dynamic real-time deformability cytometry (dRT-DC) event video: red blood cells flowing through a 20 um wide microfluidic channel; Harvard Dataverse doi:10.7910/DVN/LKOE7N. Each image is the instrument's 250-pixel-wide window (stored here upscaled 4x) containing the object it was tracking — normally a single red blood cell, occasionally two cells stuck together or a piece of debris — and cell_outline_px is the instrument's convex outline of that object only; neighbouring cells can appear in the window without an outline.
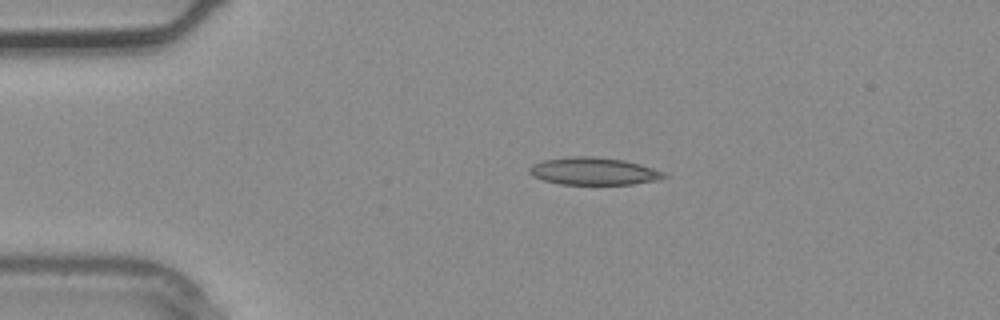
{"species": "common noctule bat (a hibernating species)", "species_latin": "Nyctalus noctula", "temperature_condition": "warm", "stored_images_in_passage": 2, "camera_frame_rate_fps": 3000, "um_per_image_px": 0.085, "animal": {"sex": "male", "body_mass_g": 20.4}, "frame": {"image": 1, "passage_image": 1, "time_ms": 0.0, "image_size_px": [1000, 320], "cell_outline_px": [[668, 176], [656, 180], [632, 184], [560, 184], [544, 180], [532, 176], [528, 172], [528, 168], [532, 164], [544, 160], [572, 156], [596, 156], [624, 160], [640, 164], [664, 172]], "centroid_in_image_um": [50.43, 14.54], "position_along_channel_um": 34.6, "area_um2": 21.5}}